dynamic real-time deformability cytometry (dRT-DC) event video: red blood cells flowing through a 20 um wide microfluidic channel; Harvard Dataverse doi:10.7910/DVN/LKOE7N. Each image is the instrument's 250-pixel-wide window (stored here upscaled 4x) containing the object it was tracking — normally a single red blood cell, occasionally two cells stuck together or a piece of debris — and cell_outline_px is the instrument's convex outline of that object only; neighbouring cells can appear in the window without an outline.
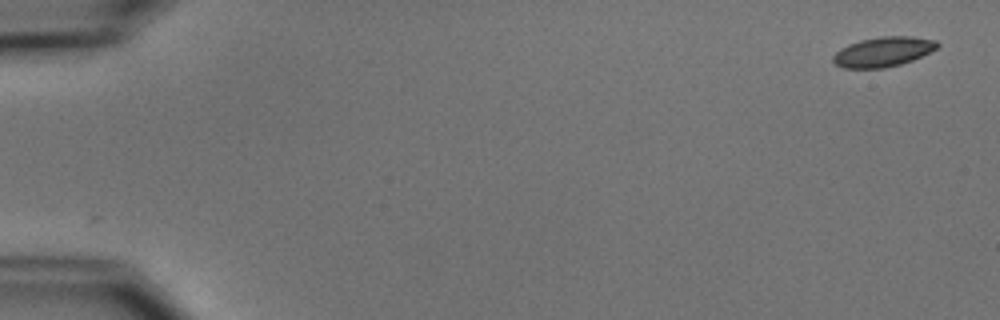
{"species": "common noctule bat (a hibernating species)", "species_latin": "Nyctalus noctula", "temperature_condition": "cold", "stored_images_in_passage": 8, "camera_frame_rate_fps": 3000, "um_per_image_px": 0.085, "animal": {"sex": "male", "body_mass_g": 15.6}, "frame": {"image": 1, "passage_image": 1, "time_ms": 0.0, "image_size_px": [1000, 320], "cell_outline_px": [[940, 44], [936, 48], [912, 60], [900, 64], [884, 68], [844, 68], [836, 64], [832, 60], [832, 56], [840, 48], [848, 44], [860, 40], [880, 36], [912, 36], [936, 40]], "centroid_in_image_um": [75.04, 4.39], "position_along_channel_um": 10.0, "area_um2": 18.03}}
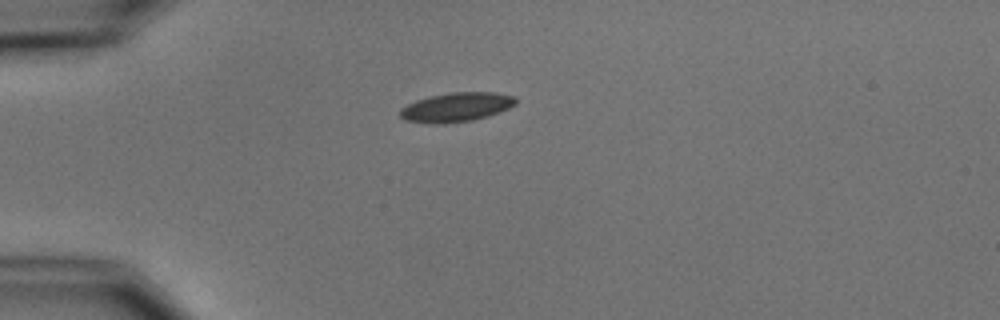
{"frame": {"image": 2, "passage_image": 4, "time_ms": 4.333, "image_size_px": [1000, 320], "cell_outline_px": [[516, 104], [500, 112], [488, 116], [472, 120], [444, 124], [432, 124], [404, 120], [400, 116], [400, 108], [416, 100], [428, 96], [448, 92], [496, 92], [516, 96]], "centroid_in_image_um": [38.79, 9.1], "position_along_channel_um": 46.2, "area_um2": 19.94}}
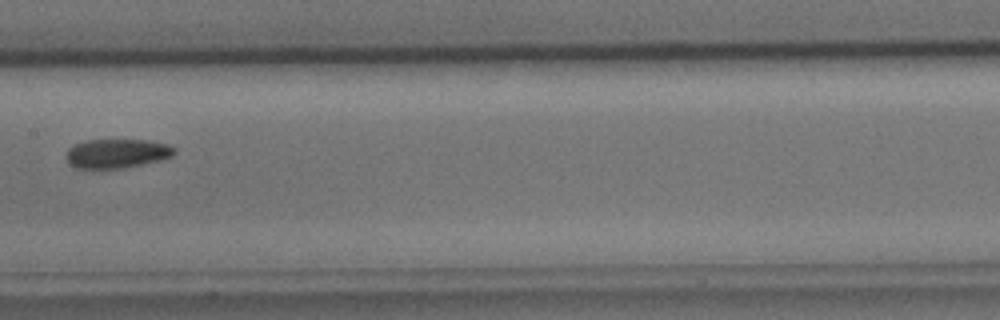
{"frame": {"image": 3, "passage_image": 8, "time_ms": 9.0, "image_size_px": [1000, 320], "cell_outline_px": [[176, 152], [172, 156], [160, 160], [124, 168], [76, 168], [68, 164], [64, 156], [68, 148], [76, 144], [88, 140], [148, 140], [168, 144], [176, 148]], "centroid_in_image_um": [9.92, 13.04], "position_along_channel_um": 197.5, "area_um2": 18.5}}